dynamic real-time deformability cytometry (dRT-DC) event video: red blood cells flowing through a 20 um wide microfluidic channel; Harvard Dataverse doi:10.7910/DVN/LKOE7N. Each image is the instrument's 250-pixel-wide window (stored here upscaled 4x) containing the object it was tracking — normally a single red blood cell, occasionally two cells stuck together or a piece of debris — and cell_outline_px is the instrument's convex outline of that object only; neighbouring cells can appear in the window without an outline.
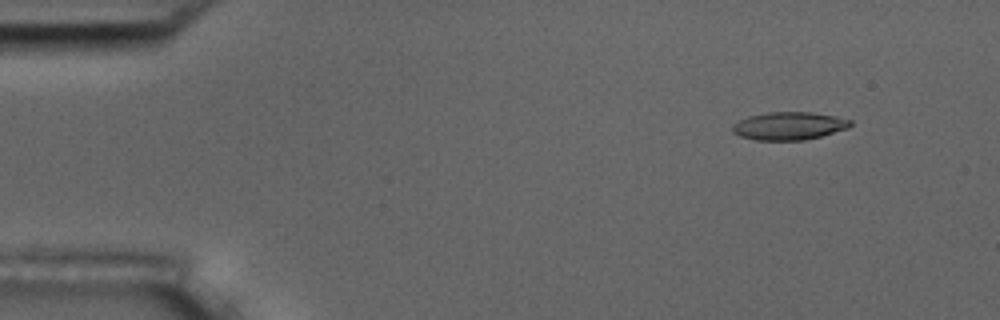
{"species": "common noctule bat (a hibernating species)", "species_latin": "Nyctalus noctula", "temperature_condition": "room temperature", "stored_images_in_passage": 6, "camera_frame_rate_fps": 3000, "um_per_image_px": 0.085, "animal": {"sex": "male", "body_mass_g": 17.5, "forearm_length_mm": 52.3}, "frame": {"image": 1, "passage_image": 2, "time_ms": 1.333, "image_size_px": [1000, 320], "cell_outline_px": [[852, 124], [848, 128], [820, 136], [804, 140], [756, 140], [740, 136], [732, 132], [732, 124], [748, 116], [768, 112], [812, 112], [836, 116], [852, 120]], "centroid_in_image_um": [67.06, 10.69], "position_along_channel_um": 17.9, "area_um2": 19.19}}
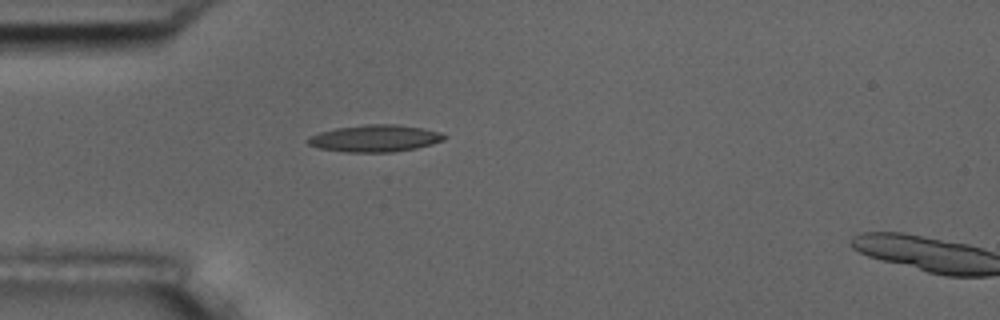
{"frame": {"image": 2, "passage_image": 5, "time_ms": 4.667, "image_size_px": [1000, 320], "cell_outline_px": [[448, 136], [444, 140], [432, 144], [416, 148], [392, 152], [344, 152], [320, 148], [308, 144], [304, 140], [308, 136], [320, 132], [336, 128], [364, 124], [396, 124], [424, 128], [440, 132]], "centroid_in_image_um": [31.87, 11.75], "position_along_channel_um": 53.1, "area_um2": 21.62}}